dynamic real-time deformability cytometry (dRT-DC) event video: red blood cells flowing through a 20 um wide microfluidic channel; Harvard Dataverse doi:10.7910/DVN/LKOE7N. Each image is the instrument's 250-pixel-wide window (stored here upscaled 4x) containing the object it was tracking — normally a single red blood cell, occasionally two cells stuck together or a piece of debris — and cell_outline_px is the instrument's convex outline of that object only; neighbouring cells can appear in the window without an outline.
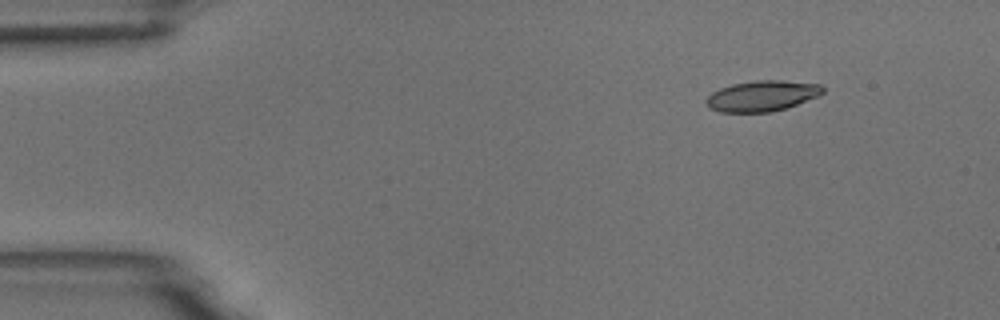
{"species": "common noctule bat (a hibernating species)", "species_latin": "Nyctalus noctula", "temperature_condition": "room temperature", "stored_images_in_passage": 5, "camera_frame_rate_fps": 3000, "um_per_image_px": 0.085, "animal": {"sex": "male", "body_mass_g": 18.8}, "frame": {"image": 1, "passage_image": 1, "time_ms": 0.0, "image_size_px": [1000, 320], "cell_outline_px": [[824, 92], [816, 96], [796, 104], [784, 108], [768, 112], [720, 112], [712, 108], [704, 100], [712, 92], [720, 88], [732, 84], [756, 80], [780, 80], [820, 84], [824, 88]], "centroid_in_image_um": [64.75, 8.14], "position_along_channel_um": 20.2, "area_um2": 20.52}}
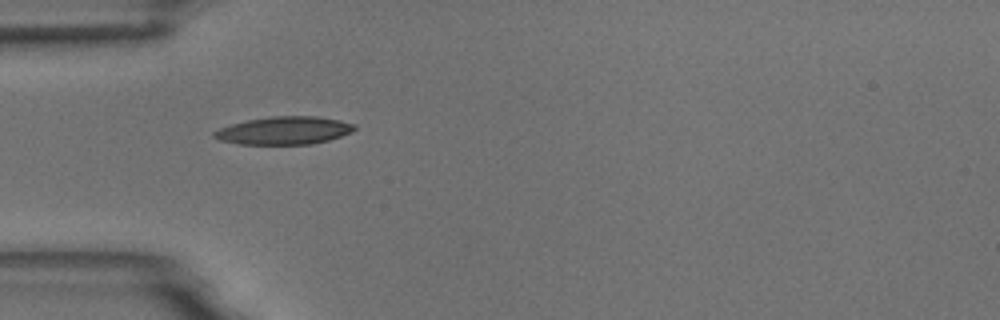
{"frame": {"image": 2, "passage_image": 4, "time_ms": 3.333, "image_size_px": [1000, 320], "cell_outline_px": [[356, 128], [352, 132], [328, 140], [312, 144], [240, 144], [220, 140], [212, 136], [212, 132], [220, 128], [232, 124], [248, 120], [272, 116], [316, 116], [340, 120], [356, 124]], "centroid_in_image_um": [24.17, 11.09], "position_along_channel_um": 60.8, "area_um2": 22.72}}